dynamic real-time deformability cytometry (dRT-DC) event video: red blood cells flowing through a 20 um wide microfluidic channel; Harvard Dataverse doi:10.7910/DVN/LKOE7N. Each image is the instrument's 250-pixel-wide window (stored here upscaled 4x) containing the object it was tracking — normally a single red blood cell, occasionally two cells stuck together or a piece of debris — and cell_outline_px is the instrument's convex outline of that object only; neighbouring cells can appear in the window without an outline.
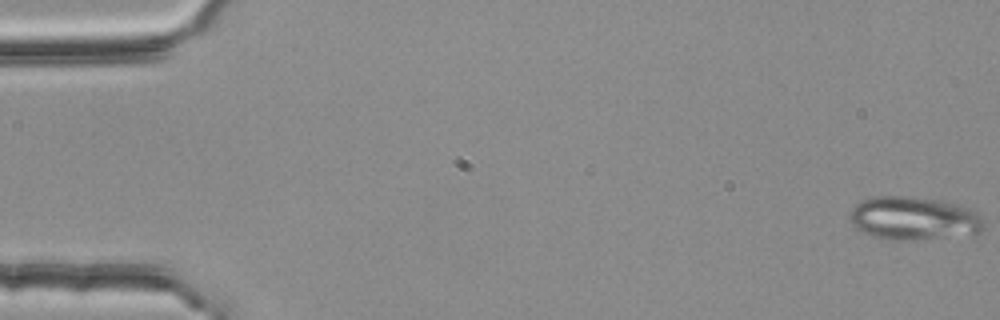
{"species": "common noctule bat (a hibernating species)", "species_latin": "Nyctalus noctula", "temperature_condition": "room temperature", "stored_images_in_passage": 55, "camera_frame_rate_fps": 3000, "um_per_image_px": 0.085, "animal": {"sex": "female", "body_mass_g": 25.1}, "frame": {"image": 1, "passage_image": 1, "time_ms": 0.0, "image_size_px": [1000, 320], "cell_outline_px": [[984, 228], [980, 232], [904, 240], [892, 240], [872, 236], [856, 228], [852, 224], [852, 208], [860, 200], [872, 196], [912, 196], [948, 200], [972, 208], [980, 216], [984, 224]], "centroid_in_image_um": [77.67, 18.51], "position_along_channel_um": 7.3, "area_um2": 33.7}}
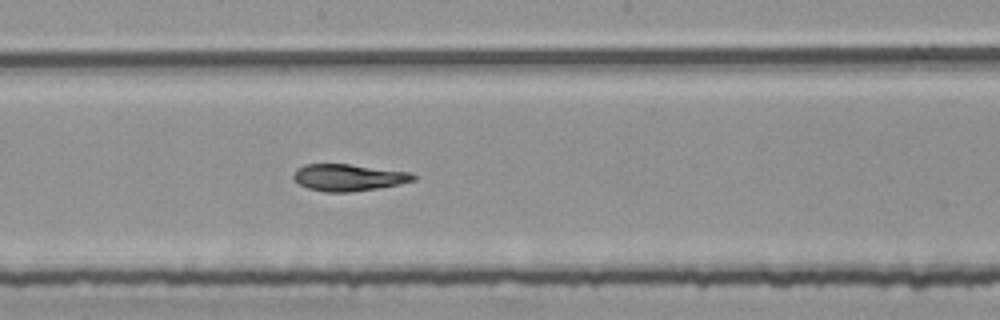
{"frame": {"image": 2, "passage_image": 30, "time_ms": 9.667, "image_size_px": [1000, 320], "cell_outline_px": [[416, 180], [400, 184], [376, 188], [348, 192], [324, 192], [308, 188], [300, 184], [292, 176], [296, 168], [304, 164], [348, 164], [412, 172], [416, 176]], "centroid_in_image_um": [29.63, 15.08], "position_along_channel_um": 218.6, "area_um2": 18.73}}
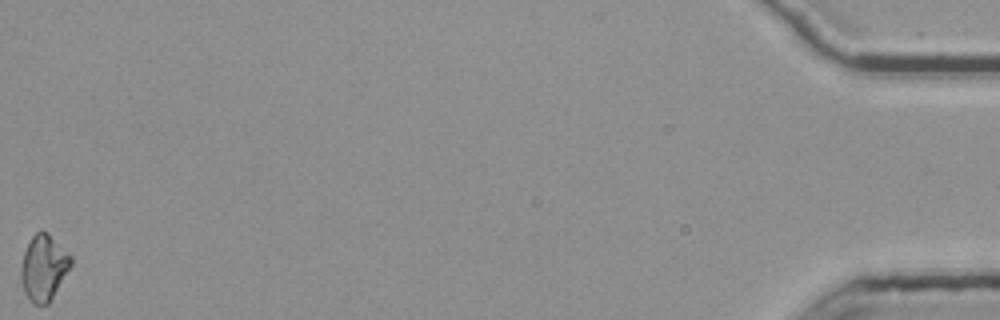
{"frame": {"image": 3, "passage_image": 55, "time_ms": 18.0, "image_size_px": [1000, 320], "cell_outline_px": [[72, 264], [48, 304], [32, 304], [24, 292], [20, 280], [20, 272], [24, 252], [32, 236], [36, 232], [44, 232], [72, 256]], "centroid_in_image_um": [3.69, 22.8], "position_along_channel_um": 431.5, "area_um2": 18.67}, "authors_computed_cell_mechanics": {"area_um2": 19.3052, "velocity_mm_per_s": 3.7816, "shape_relaxation_time_tau1_ms": 6.6113, "shape_relaxation_time_tau2_ms": 2.1285, "deformation_change_tau1": 0.2073, "deformation_change_tau2": 0.0738}}